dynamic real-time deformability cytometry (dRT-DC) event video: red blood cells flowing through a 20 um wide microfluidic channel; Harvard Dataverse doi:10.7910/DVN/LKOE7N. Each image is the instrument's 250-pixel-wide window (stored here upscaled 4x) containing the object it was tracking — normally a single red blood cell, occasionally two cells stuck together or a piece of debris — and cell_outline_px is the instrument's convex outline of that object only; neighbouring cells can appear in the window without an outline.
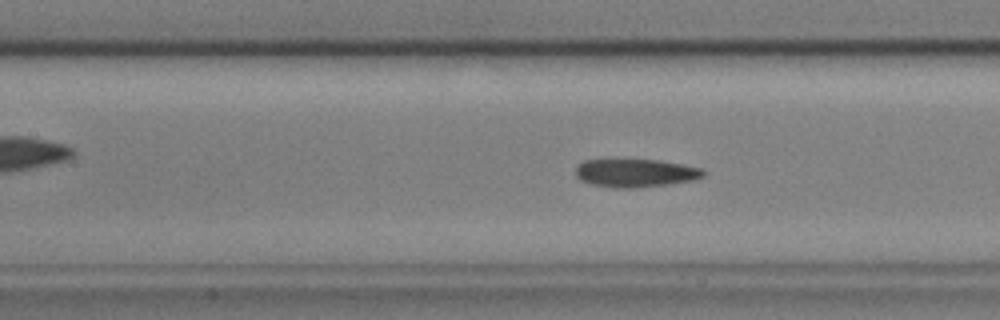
{"species": "common noctule bat (a hibernating species)", "species_latin": "Nyctalus noctula", "temperature_condition": "cold", "stored_images_in_passage": 57, "camera_frame_rate_fps": 3000, "um_per_image_px": 0.085, "animal": {"sex": "male", "body_mass_g": 17.9, "forearm_length_mm": 54.2}, "frame": {"image": 1, "passage_image": 25, "time_ms": 8.0, "image_size_px": [1000, 320], "cell_outline_px": [[704, 176], [696, 180], [668, 184], [632, 188], [616, 188], [592, 184], [580, 180], [576, 176], [576, 164], [584, 160], [656, 160], [680, 164], [700, 168], [704, 172]], "centroid_in_image_um": [53.98, 14.71], "position_along_channel_um": 153.4, "area_um2": 20.81}, "authors_computed_cell_mechanics": {"area_um2": 20.808, "velocity_mm_per_s": 3.5999, "shape_relaxation_time_tau1_ms": 3.8156, "shape_relaxation_time_tau2_ms": 1.6589, "deformation_change_tau1": 0.1538, "deformation_change_tau2": 0.1108}}